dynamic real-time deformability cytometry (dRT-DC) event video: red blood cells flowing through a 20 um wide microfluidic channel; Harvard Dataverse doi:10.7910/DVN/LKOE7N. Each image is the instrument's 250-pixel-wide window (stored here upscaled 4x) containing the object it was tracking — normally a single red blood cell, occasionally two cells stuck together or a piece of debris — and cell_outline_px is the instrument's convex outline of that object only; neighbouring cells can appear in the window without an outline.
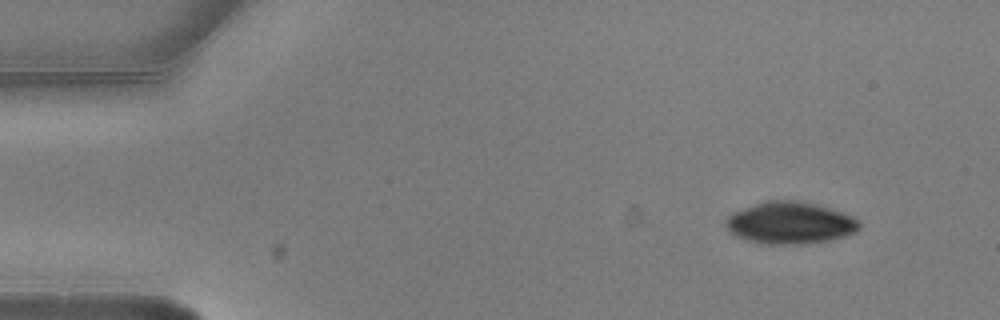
{"species": "common noctule bat (a hibernating species)", "species_latin": "Nyctalus noctula", "temperature_condition": "warm", "stored_images_in_passage": 4, "camera_frame_rate_fps": 3000, "um_per_image_px": 0.085, "animal": {"sex": "male", "body_mass_g": 20.5, "forearm_length_mm": 52.5}, "frame": {"image": 1, "passage_image": 1, "time_ms": 0.0, "image_size_px": [1000, 320], "cell_outline_px": [[860, 228], [856, 232], [832, 240], [800, 244], [760, 244], [736, 236], [728, 232], [724, 224], [724, 220], [732, 212], [768, 200], [800, 200], [832, 208], [852, 216], [860, 224]], "centroid_in_image_um": [67.13, 18.95], "position_along_channel_um": 17.9, "area_um2": 32.95}}